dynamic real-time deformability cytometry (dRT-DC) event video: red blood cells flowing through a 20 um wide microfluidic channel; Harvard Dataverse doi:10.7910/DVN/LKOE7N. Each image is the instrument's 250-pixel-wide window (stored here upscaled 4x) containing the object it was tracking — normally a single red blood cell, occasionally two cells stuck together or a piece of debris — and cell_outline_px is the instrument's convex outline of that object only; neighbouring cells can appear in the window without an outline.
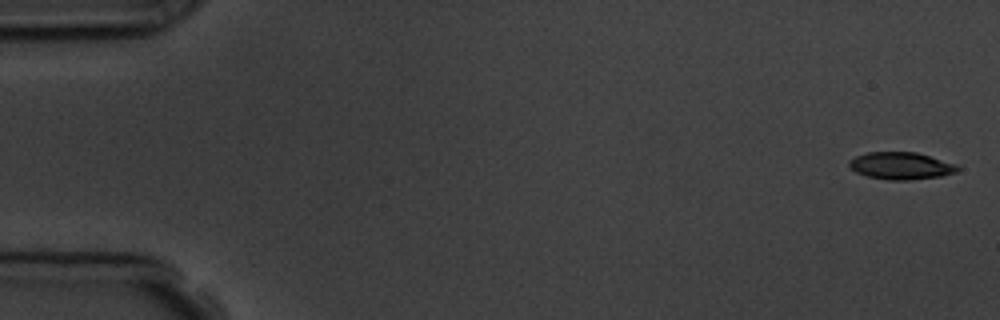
{"species": "common noctule bat (a hibernating species)", "species_latin": "Nyctalus noctula", "temperature_condition": "room temperature", "stored_images_in_passage": 15, "camera_frame_rate_fps": 3000, "um_per_image_px": 0.085, "animal": {"sex": "male", "body_mass_g": 19.5, "forearm_length_mm": 54.6}, "frame": {"image": 1, "passage_image": 1, "time_ms": 0.0, "image_size_px": [1000, 320], "cell_outline_px": [[960, 168], [956, 172], [940, 176], [908, 180], [888, 180], [868, 176], [856, 172], [848, 164], [848, 160], [856, 156], [868, 152], [916, 152], [956, 164]], "centroid_in_image_um": [76.57, 14.09], "position_along_channel_um": 8.4, "area_um2": 17.05}}
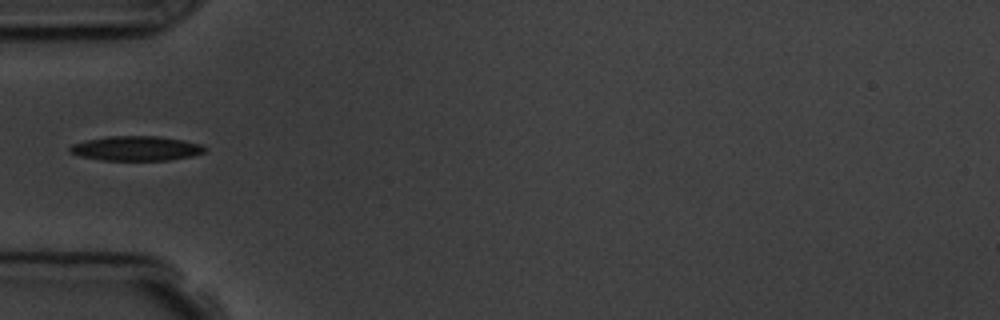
{"frame": {"image": 2, "passage_image": 5, "time_ms": 5.667, "image_size_px": [1000, 320], "cell_outline_px": [[208, 148], [204, 152], [192, 156], [168, 160], [104, 160], [80, 156], [68, 152], [68, 148], [72, 144], [84, 140], [108, 136], [156, 136], [184, 140], [200, 144]], "centroid_in_image_um": [11.55, 12.61], "position_along_channel_um": 73.4, "area_um2": 19.42}}
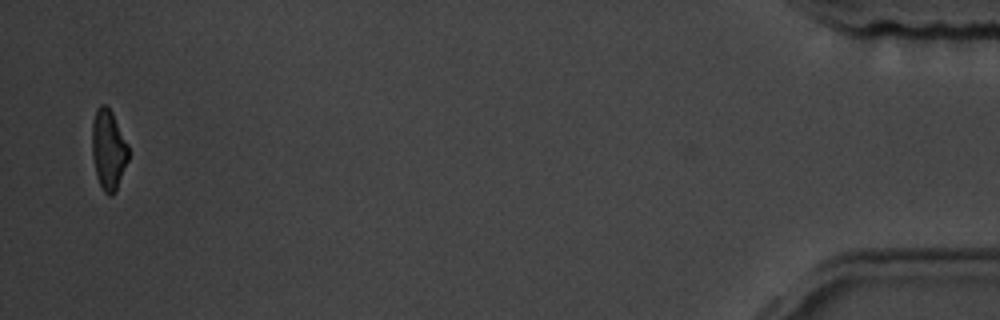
{"frame": {"image": 3, "passage_image": 15, "time_ms": 17.667, "image_size_px": [1000, 320], "cell_outline_px": [[128, 160], [116, 192], [112, 196], [108, 196], [104, 192], [96, 176], [92, 156], [92, 120], [96, 108], [100, 104], [104, 104], [112, 112], [128, 144]], "centroid_in_image_um": [9.21, 12.73], "position_along_channel_um": 426.0, "area_um2": 17.17}, "authors_computed_cell_mechanics": {"area_um2": 17.918, "velocity_mm_per_s": 3.6869, "shape_relaxation_time_tau1_ms": 3.973, "shape_relaxation_time_tau2_ms": null, "deformation_change_tau1": 0.1455, "deformation_change_tau2": null}}